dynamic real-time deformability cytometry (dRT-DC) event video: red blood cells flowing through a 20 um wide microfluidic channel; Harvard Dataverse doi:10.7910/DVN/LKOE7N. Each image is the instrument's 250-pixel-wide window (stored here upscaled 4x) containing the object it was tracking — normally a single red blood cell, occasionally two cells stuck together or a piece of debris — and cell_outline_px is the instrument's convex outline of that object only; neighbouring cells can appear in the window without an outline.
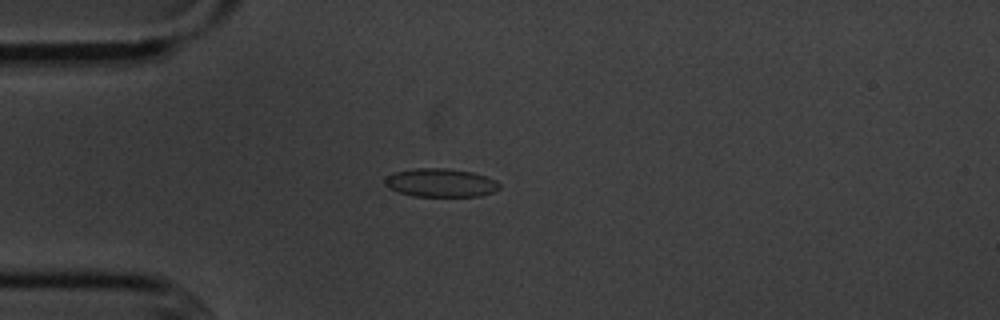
{"species": "common noctule bat (a hibernating species)", "species_latin": "Nyctalus noctula", "temperature_condition": "cold", "stored_images_in_passage": 4, "camera_frame_rate_fps": 3000, "um_per_image_px": 0.085, "animal": {"sex": "male", "body_mass_g": 20.1, "forearm_length_mm": 53.5}, "frame": {"image": 1, "passage_image": 1, "time_ms": 0.0, "image_size_px": [1000, 320], "cell_outline_px": [[500, 188], [492, 192], [480, 196], [412, 196], [388, 188], [384, 184], [384, 180], [392, 172], [416, 168], [444, 168], [472, 172], [496, 180], [500, 184]], "centroid_in_image_um": [37.43, 15.53], "position_along_channel_um": 47.6, "area_um2": 18.96}}
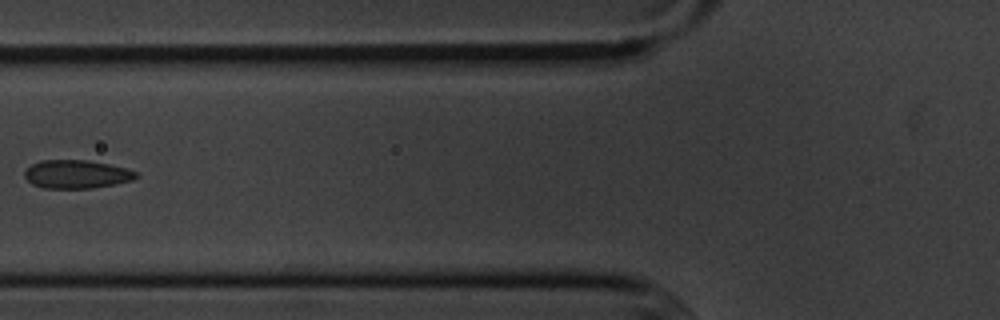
{"frame": {"image": 2, "passage_image": 3, "time_ms": 2.333, "image_size_px": [1000, 320], "cell_outline_px": [[140, 176], [132, 180], [116, 184], [92, 188], [44, 188], [32, 184], [24, 176], [24, 172], [32, 164], [40, 160], [88, 160], [108, 164], [124, 168], [136, 172]], "centroid_in_image_um": [6.5, 14.81], "position_along_channel_um": 119.3, "area_um2": 18.38}}
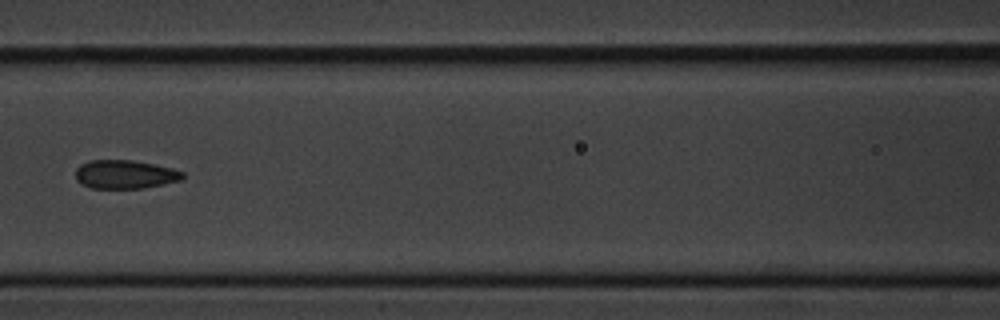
{"frame": {"image": 3, "passage_image": 4, "time_ms": 3.333, "image_size_px": [1000, 320], "cell_outline_px": [[184, 176], [180, 180], [164, 184], [144, 188], [92, 188], [80, 184], [76, 180], [76, 168], [80, 164], [88, 160], [132, 160], [156, 164], [172, 168], [184, 172]], "centroid_in_image_um": [10.61, 14.81], "position_along_channel_um": 156.0, "area_um2": 18.03}}